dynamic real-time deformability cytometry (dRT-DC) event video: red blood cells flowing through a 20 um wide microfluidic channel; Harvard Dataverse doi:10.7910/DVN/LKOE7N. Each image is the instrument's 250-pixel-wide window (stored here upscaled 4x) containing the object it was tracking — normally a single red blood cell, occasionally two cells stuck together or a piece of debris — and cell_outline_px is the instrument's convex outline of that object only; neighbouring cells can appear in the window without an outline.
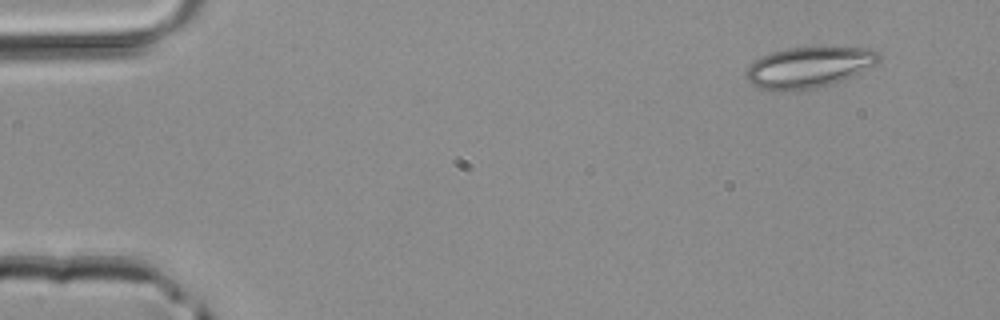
{"species": "common noctule bat (a hibernating species)", "species_latin": "Nyctalus noctula", "temperature_condition": "room temperature", "stored_images_in_passage": 4, "camera_frame_rate_fps": 3000, "um_per_image_px": 0.085, "animal": {"sex": "male", "body_mass_g": 20.4}, "frame": {"image": 1, "passage_image": 1, "time_ms": 0.0, "image_size_px": [1000, 320], "cell_outline_px": [[880, 60], [876, 64], [860, 72], [840, 80], [828, 84], [812, 88], [776, 92], [772, 92], [760, 88], [752, 84], [744, 76], [744, 72], [748, 64], [772, 52], [788, 48], [872, 48], [880, 56]], "centroid_in_image_um": [68.68, 5.73], "position_along_channel_um": 16.3, "area_um2": 31.21}}